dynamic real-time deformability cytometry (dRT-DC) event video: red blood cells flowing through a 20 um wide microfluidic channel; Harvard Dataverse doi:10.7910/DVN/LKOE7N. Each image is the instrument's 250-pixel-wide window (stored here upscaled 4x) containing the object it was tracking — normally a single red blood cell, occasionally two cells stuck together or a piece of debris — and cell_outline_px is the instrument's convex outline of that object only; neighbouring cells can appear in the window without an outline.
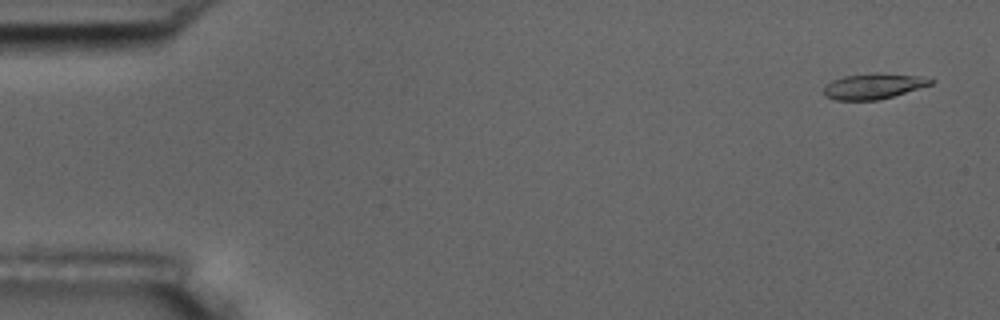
{"species": "common noctule bat (a hibernating species)", "species_latin": "Nyctalus noctula", "temperature_condition": "room temperature", "stored_images_in_passage": 55, "camera_frame_rate_fps": 3000, "um_per_image_px": 0.085, "animal": {"sex": "male", "body_mass_g": 17.5, "forearm_length_mm": 52.3}, "frame": {"image": 1, "passage_image": 1, "time_ms": 0.0, "image_size_px": [1000, 320], "cell_outline_px": [[936, 80], [932, 84], [892, 96], [876, 100], [836, 100], [824, 96], [824, 88], [832, 80], [844, 76], [876, 72], [920, 76]], "centroid_in_image_um": [74.24, 7.31], "position_along_channel_um": 10.8, "area_um2": 15.84}}
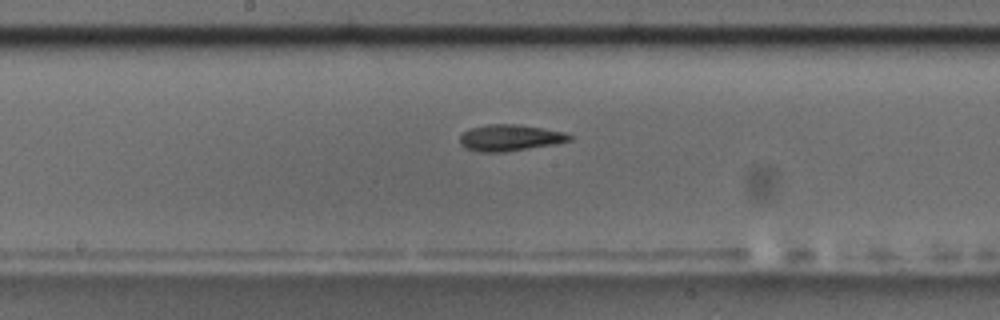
{"frame": {"image": 2, "passage_image": 28, "time_ms": 9.0, "image_size_px": [1000, 320], "cell_outline_px": [[572, 140], [552, 144], [504, 152], [480, 152], [468, 148], [460, 144], [460, 136], [468, 128], [488, 124], [520, 124], [544, 128], [564, 132], [572, 136]], "centroid_in_image_um": [43.33, 11.69], "position_along_channel_um": 204.9, "area_um2": 16.76}}
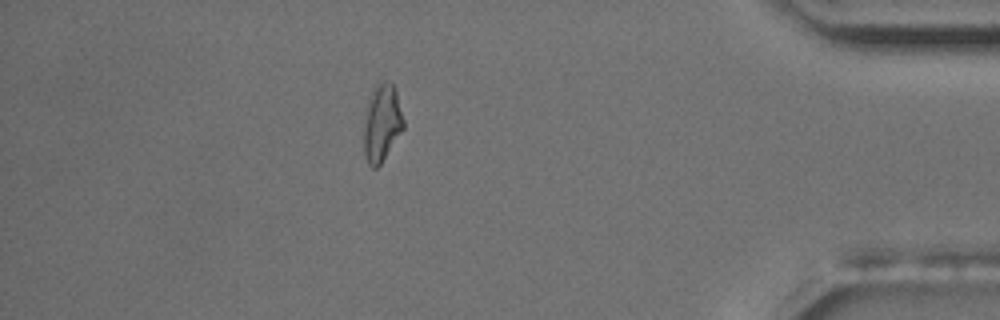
{"frame": {"image": 3, "passage_image": 48, "time_ms": 15.667, "image_size_px": [1000, 320], "cell_outline_px": [[404, 128], [380, 164], [376, 168], [372, 168], [368, 164], [364, 156], [364, 128], [368, 96], [376, 80], [380, 80], [392, 84], [396, 88], [404, 120]], "centroid_in_image_um": [32.45, 10.39], "position_along_channel_um": 402.7, "area_um2": 18.15}, "authors_computed_cell_mechanics": {"area_um2": 16.762, "velocity_mm_per_s": 3.5918, "shape_relaxation_time_tau1_ms": 4.8272, "shape_relaxation_time_tau2_ms": 3.0364, "deformation_change_tau1": 0.186, "deformation_change_tau2": 0.1192}}